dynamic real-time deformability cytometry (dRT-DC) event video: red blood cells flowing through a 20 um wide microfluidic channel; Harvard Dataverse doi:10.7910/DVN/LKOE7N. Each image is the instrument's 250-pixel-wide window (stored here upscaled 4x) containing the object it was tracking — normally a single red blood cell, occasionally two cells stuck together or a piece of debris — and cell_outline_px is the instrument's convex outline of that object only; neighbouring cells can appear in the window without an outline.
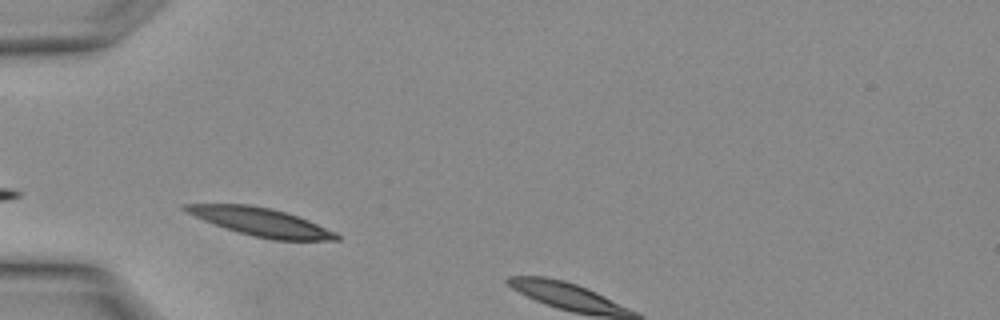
{"species": "Egyptian fruit bat (a non-hibernating species)", "species_latin": "Rousettus aegyptiacus", "temperature_condition": "warm", "stored_images_in_passage": 4, "segment_of_instrument_passage": [1, 2], "camera_frame_rate_fps": 3000, "um_per_image_px": 0.085, "animal": {"sex": "female"}, "frame": {"image": 1, "passage_image": 1, "time_ms": 0.0, "image_size_px": [1000, 320], "cell_outline_px": [[340, 240], [272, 240], [252, 236], [204, 220], [180, 208], [180, 204], [248, 204], [272, 208], [308, 220], [336, 232], [340, 236]], "centroid_in_image_um": [22.2, 18.86], "position_along_channel_um": 62.8, "area_um2": 24.39}}